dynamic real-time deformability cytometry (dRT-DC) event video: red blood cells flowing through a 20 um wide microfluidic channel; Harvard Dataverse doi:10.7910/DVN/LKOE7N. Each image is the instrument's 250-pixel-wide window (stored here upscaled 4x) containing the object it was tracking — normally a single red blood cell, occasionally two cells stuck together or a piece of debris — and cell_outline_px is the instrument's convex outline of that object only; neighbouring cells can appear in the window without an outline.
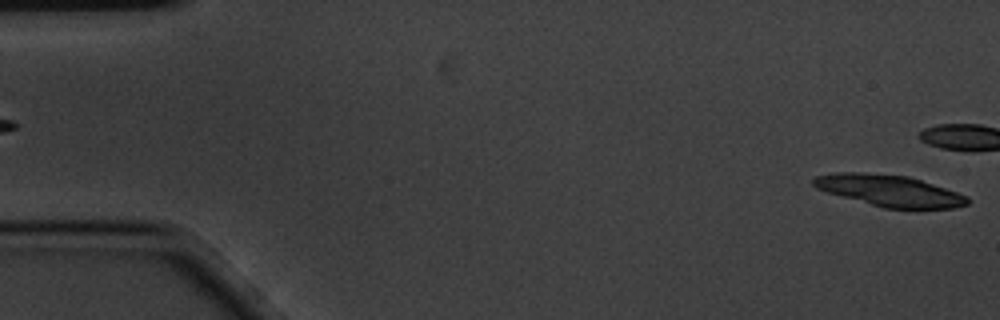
{"species": "common noctule bat (a hibernating species)", "species_latin": "Nyctalus noctula", "temperature_condition": "cold", "stored_images_in_passage": 6, "segment_of_instrument_passage": [2, 2], "camera_frame_rate_fps": 3000, "um_per_image_px": 0.085, "animal": {"sex": "male", "body_mass_g": 20.1, "forearm_length_mm": 53.5}, "frame": {"image": 1, "passage_image": 6, "time_ms": 1.667, "image_size_px": [1000, 320], "cell_outline_px": [[968, 204], [952, 208], [884, 208], [828, 192], [816, 188], [812, 184], [812, 180], [816, 176], [836, 172], [864, 172], [908, 176], [968, 196]], "centroid_in_image_um": [75.57, 16.19], "position_along_channel_um": 9.4, "area_um2": 27.74}}